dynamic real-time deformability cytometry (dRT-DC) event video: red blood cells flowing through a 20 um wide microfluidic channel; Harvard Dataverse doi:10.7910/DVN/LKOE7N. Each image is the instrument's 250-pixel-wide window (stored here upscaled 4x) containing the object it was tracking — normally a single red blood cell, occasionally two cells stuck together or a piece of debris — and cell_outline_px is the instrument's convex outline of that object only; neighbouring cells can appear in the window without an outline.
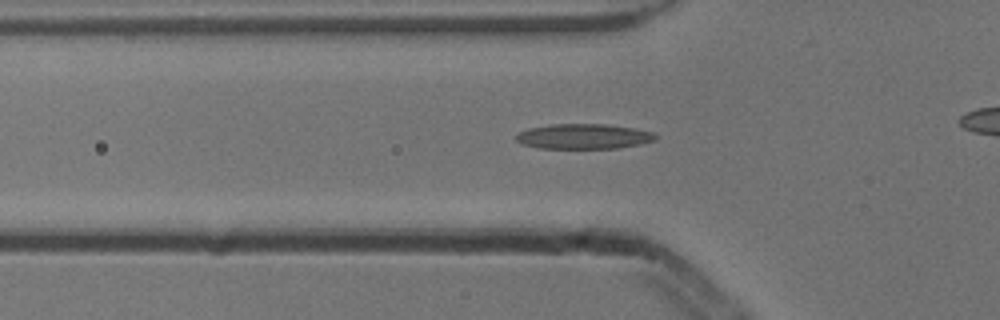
{"species": "common noctule bat (a hibernating species)", "species_latin": "Nyctalus noctula", "temperature_condition": "cold", "stored_images_in_passage": 41, "camera_frame_rate_fps": 3000, "um_per_image_px": 0.085, "animal": {"sex": "male", "body_mass_g": 13.3}, "frame": {"image": 1, "passage_image": 15, "time_ms": 4.667, "image_size_px": [1000, 320], "cell_outline_px": [[656, 140], [640, 144], [616, 148], [540, 148], [524, 144], [516, 140], [516, 136], [520, 132], [528, 128], [548, 124], [604, 124], [632, 128], [652, 132], [656, 136]], "centroid_in_image_um": [49.59, 11.59], "position_along_channel_um": 76.2, "area_um2": 20.17}}
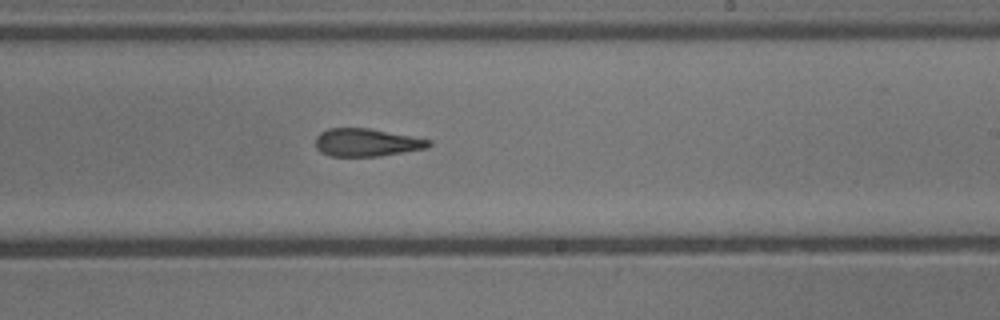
{"frame": {"image": 2, "passage_image": 29, "time_ms": 9.333, "image_size_px": [1000, 320], "cell_outline_px": [[432, 144], [428, 148], [380, 156], [332, 156], [320, 152], [316, 148], [316, 136], [320, 132], [328, 128], [368, 128], [432, 140]], "centroid_in_image_um": [31.16, 12.11], "position_along_channel_um": 257.8, "area_um2": 18.38}}
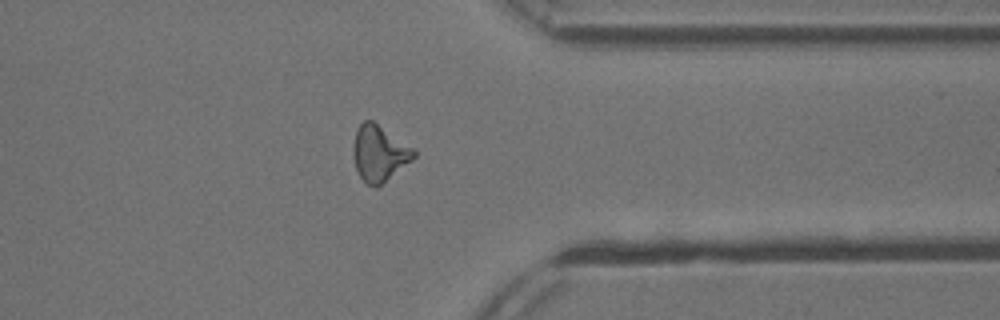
{"frame": {"image": 3, "passage_image": 39, "time_ms": 12.667, "image_size_px": [1000, 320], "cell_outline_px": [[416, 156], [412, 160], [376, 188], [368, 184], [360, 176], [356, 168], [352, 152], [352, 148], [356, 128], [364, 120], [372, 120], [416, 148]], "centroid_in_image_um": [32.25, 13.0], "position_along_channel_um": 379.2, "area_um2": 19.88}}